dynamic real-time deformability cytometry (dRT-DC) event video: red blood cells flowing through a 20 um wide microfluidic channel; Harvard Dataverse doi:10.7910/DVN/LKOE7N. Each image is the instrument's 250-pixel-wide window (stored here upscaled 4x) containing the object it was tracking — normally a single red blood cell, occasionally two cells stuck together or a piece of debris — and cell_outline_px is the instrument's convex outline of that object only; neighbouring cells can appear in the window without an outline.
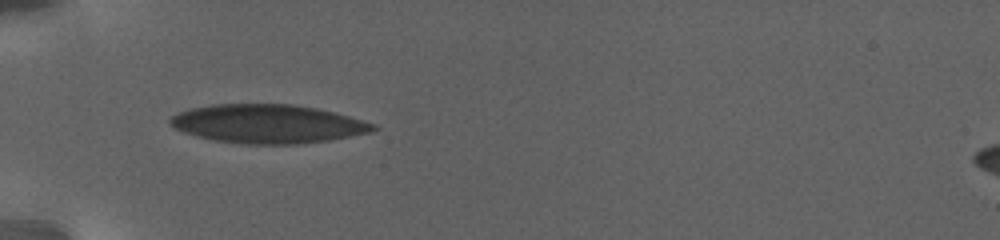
{"species": "human", "species_latin": "Homo sapiens", "temperature_condition": "warm", "stored_images_in_passage": 85, "camera_frame_rate_fps": 3000, "um_per_image_px": 0.085, "donor": {"sex": "female"}, "frame": {"image": 1, "passage_image": 1, "time_ms": 0.0, "image_size_px": [1000, 240], "cell_outline_px": [[380, 128], [372, 132], [328, 140], [296, 144], [240, 144], [216, 140], [196, 136], [184, 132], [176, 128], [168, 120], [172, 116], [188, 108], [212, 104], [292, 104], [316, 108], [348, 116], [376, 124]], "centroid_in_image_um": [22.77, 10.52], "position_along_channel_um": 62.2, "area_um2": 45.66}}
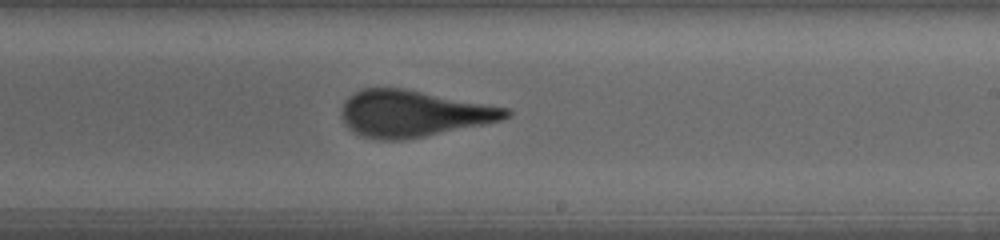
{"frame": {"image": 2, "passage_image": 30, "time_ms": 7.333, "image_size_px": [1000, 240], "cell_outline_px": [[512, 116], [504, 120], [404, 140], [380, 140], [360, 136], [352, 132], [344, 124], [340, 112], [340, 108], [344, 100], [348, 96], [364, 88], [404, 88], [508, 108], [512, 112]], "centroid_in_image_um": [35.09, 9.66], "position_along_channel_um": 253.9, "area_um2": 44.8}}
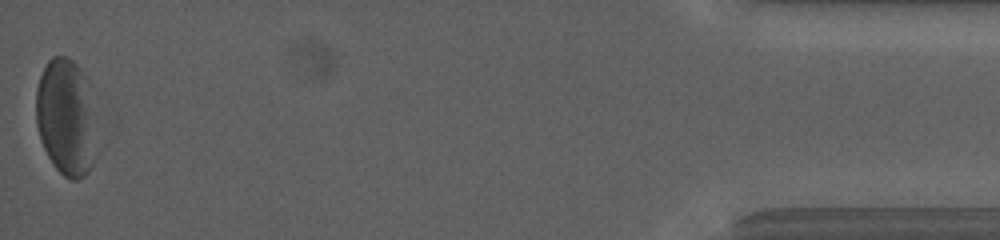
{"frame": {"image": 3, "passage_image": 84, "time_ms": 16.667, "image_size_px": [1000, 240], "cell_outline_px": [[92, 164], [88, 172], [84, 176], [76, 180], [72, 180], [64, 176], [52, 164], [40, 140], [36, 124], [36, 88], [40, 76], [48, 60], [52, 56], [68, 56], [76, 64], [88, 80], [92, 160]], "centroid_in_image_um": [5.51, 9.93], "position_along_channel_um": 429.7, "area_um2": 39.77}, "authors_computed_cell_mechanics": {"area_um2": 44.6216, "velocity_mm_per_s": 2.7354, "shape_relaxation_time_tau1_ms": 5.3913, "shape_relaxation_time_tau2_ms": 1.155, "deformation_change_tau1": 0.1559, "deformation_change_tau2": 0.0846}}